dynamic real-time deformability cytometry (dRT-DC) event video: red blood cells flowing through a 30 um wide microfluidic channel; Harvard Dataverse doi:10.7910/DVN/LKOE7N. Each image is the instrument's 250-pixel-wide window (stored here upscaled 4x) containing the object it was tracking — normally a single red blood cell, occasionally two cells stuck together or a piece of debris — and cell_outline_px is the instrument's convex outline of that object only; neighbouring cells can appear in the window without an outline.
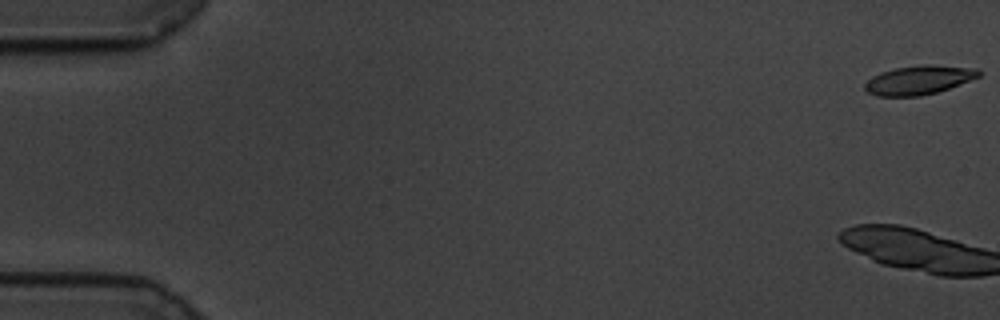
{"species": "common noctule bat (a hibernating species)", "species_latin": "Nyctalus noctula", "temperature_condition": "cold", "stored_images_in_passage": 18, "camera_frame_rate_fps": 3000, "um_per_image_px": 0.085, "animal": {"sex": "male", "body_mass_g": 19.5, "forearm_length_mm": 54.6}, "frame": {"image": 1, "passage_image": 1, "time_ms": 0.0, "image_size_px": [1000, 320], "cell_outline_px": [[980, 76], [948, 88], [936, 92], [920, 96], [876, 96], [868, 92], [864, 88], [864, 84], [872, 76], [880, 72], [896, 68], [924, 64], [932, 64], [980, 68]], "centroid_in_image_um": [78.1, 6.79], "position_along_channel_um": 6.9, "area_um2": 19.25}}